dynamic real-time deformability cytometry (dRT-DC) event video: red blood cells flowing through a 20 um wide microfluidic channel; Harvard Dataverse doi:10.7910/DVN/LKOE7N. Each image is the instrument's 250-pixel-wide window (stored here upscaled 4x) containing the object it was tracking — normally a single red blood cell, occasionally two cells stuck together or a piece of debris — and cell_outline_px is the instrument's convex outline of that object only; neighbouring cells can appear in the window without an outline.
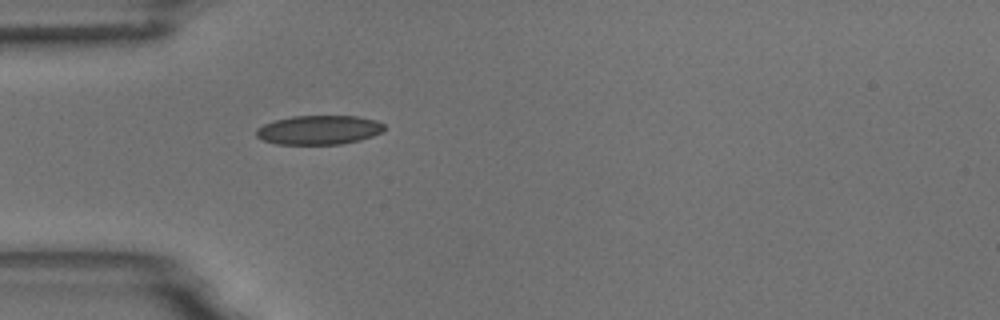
{"species": "common noctule bat (a hibernating species)", "species_latin": "Nyctalus noctula", "temperature_condition": "room temperature", "stored_images_in_passage": 1, "camera_frame_rate_fps": 3000, "um_per_image_px": 0.085, "animal": {"sex": "male", "body_mass_g": 18.8}, "frame": {"image": 1, "passage_image": 1, "time_ms": 0.0, "image_size_px": [1000, 320], "cell_outline_px": [[384, 128], [380, 132], [372, 136], [360, 140], [340, 144], [276, 144], [264, 140], [256, 136], [256, 128], [264, 124], [276, 120], [292, 116], [356, 116], [376, 120], [384, 124]], "centroid_in_image_um": [27.1, 11.04], "position_along_channel_um": 57.9, "area_um2": 21.62}}